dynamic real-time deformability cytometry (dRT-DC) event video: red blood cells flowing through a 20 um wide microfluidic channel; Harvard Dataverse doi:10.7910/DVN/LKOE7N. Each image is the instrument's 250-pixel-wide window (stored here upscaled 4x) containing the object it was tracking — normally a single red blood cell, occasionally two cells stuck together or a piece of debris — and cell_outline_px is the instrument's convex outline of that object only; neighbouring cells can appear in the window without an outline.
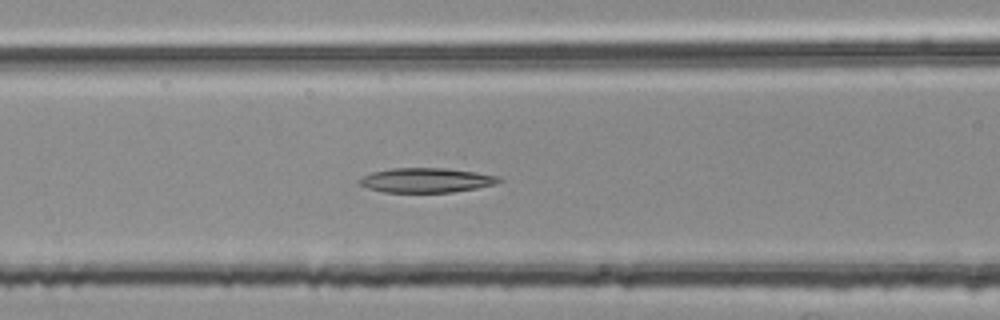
{"species": "common noctule bat (a hibernating species)", "species_latin": "Nyctalus noctula", "temperature_condition": "room temperature", "stored_images_in_passage": 52, "segment_of_instrument_passage": [2, 2], "camera_frame_rate_fps": 3000, "um_per_image_px": 0.085, "animal": {"sex": "female", "body_mass_g": 25.1}, "frame": {"image": 1, "passage_image": 21, "time_ms": 6.667, "image_size_px": [1000, 320], "cell_outline_px": [[504, 180], [496, 184], [476, 188], [452, 192], [384, 192], [368, 188], [360, 184], [356, 180], [372, 172], [392, 168], [448, 168], [476, 172], [500, 176]], "centroid_in_image_um": [36.27, 15.31], "position_along_channel_um": 130.3, "area_um2": 20.06}}
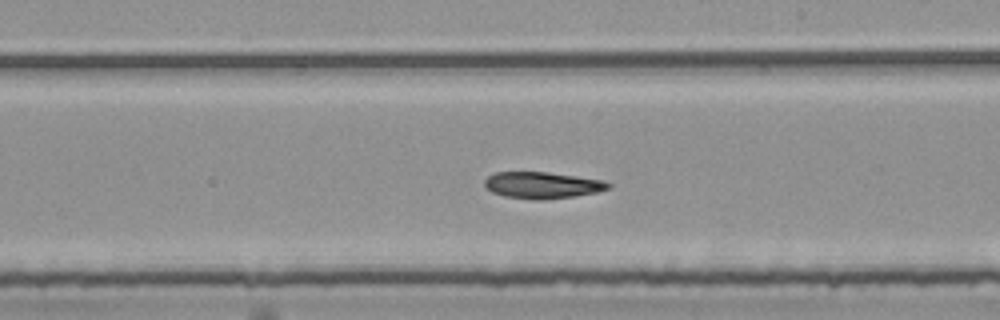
{"frame": {"image": 2, "passage_image": 30, "time_ms": 9.667, "image_size_px": [1000, 320], "cell_outline_px": [[612, 184], [608, 188], [596, 192], [576, 196], [544, 200], [532, 200], [504, 196], [492, 192], [484, 184], [484, 180], [488, 176], [496, 172], [548, 172], [604, 180]], "centroid_in_image_um": [46.09, 15.74], "position_along_channel_um": 242.9, "area_um2": 19.19}}
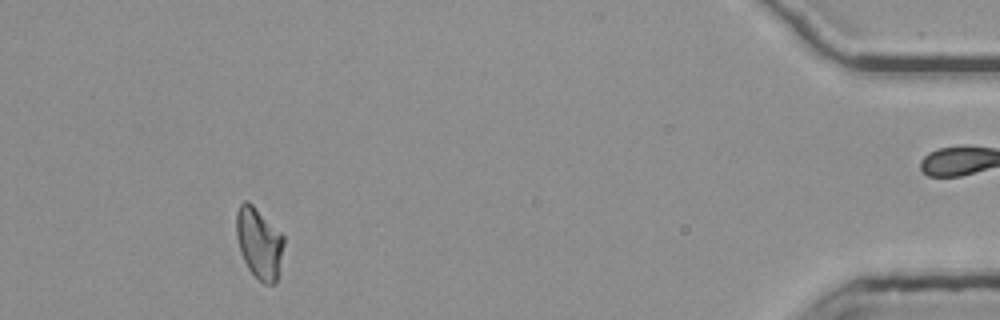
{"frame": {"image": 3, "passage_image": 49, "time_ms": 16.0, "image_size_px": [1000, 320], "cell_outline_px": [[284, 244], [276, 284], [264, 284], [248, 268], [244, 260], [236, 236], [236, 212], [240, 204], [244, 200], [248, 200], [284, 236]], "centroid_in_image_um": [22.02, 20.65], "position_along_channel_um": 413.2, "area_um2": 19.42}}